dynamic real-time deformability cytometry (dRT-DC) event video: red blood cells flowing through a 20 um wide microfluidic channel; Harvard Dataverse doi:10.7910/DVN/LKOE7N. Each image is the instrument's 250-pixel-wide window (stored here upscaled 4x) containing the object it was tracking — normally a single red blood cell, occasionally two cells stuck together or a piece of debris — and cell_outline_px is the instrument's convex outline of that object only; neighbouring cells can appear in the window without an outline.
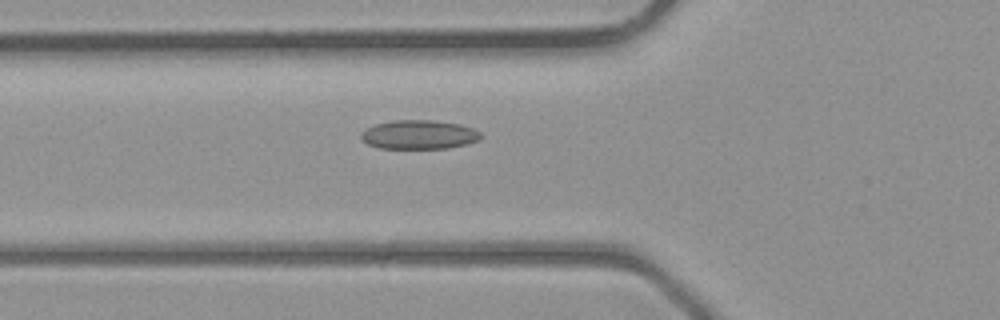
{"species": "common noctule bat (a hibernating species)", "species_latin": "Nyctalus noctula", "temperature_condition": "room temperature", "stored_images_in_passage": 6, "camera_frame_rate_fps": 3000, "um_per_image_px": 0.085, "animal": {"sex": "male", "body_mass_g": 23.1, "forearm_length_mm": 52.7}, "frame": {"image": 1, "passage_image": 6, "time_ms": 6.667, "image_size_px": [1000, 320], "cell_outline_px": [[480, 136], [476, 140], [468, 144], [448, 148], [380, 148], [368, 144], [360, 140], [360, 132], [376, 124], [392, 120], [432, 120], [460, 124], [472, 128], [480, 132]], "centroid_in_image_um": [35.57, 11.44], "position_along_channel_um": 90.2, "area_um2": 20.17}}